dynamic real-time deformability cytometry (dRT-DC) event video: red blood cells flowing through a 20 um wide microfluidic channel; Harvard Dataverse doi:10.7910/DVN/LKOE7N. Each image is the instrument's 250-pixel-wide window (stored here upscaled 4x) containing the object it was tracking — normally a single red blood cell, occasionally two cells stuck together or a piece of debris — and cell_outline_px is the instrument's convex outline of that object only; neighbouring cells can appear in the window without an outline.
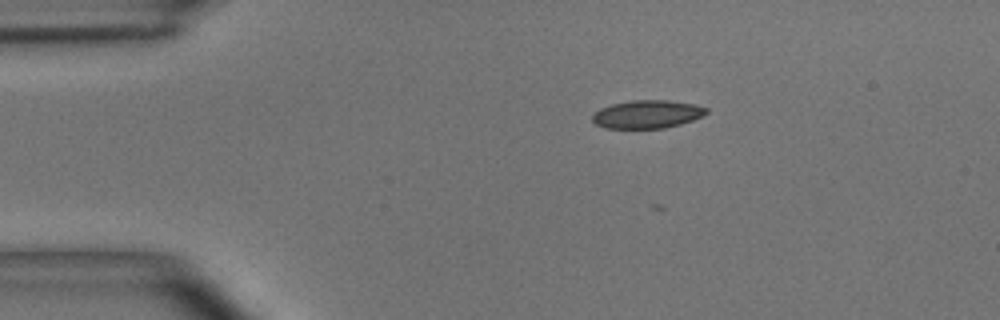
{"species": "common noctule bat (a hibernating species)", "species_latin": "Nyctalus noctula", "temperature_condition": "room temperature", "stored_images_in_passage": 42, "camera_frame_rate_fps": 3000, "um_per_image_px": 0.085, "animal": {"sex": "male", "body_mass_g": 15.6}, "frame": {"image": 1, "passage_image": 1, "time_ms": 0.0, "image_size_px": [1000, 320], "cell_outline_px": [[708, 112], [704, 116], [680, 124], [664, 128], [604, 128], [596, 124], [592, 120], [592, 116], [600, 108], [612, 104], [632, 100], [668, 100], [696, 104], [708, 108]], "centroid_in_image_um": [55.04, 9.7], "position_along_channel_um": 30.0, "area_um2": 18.73}}
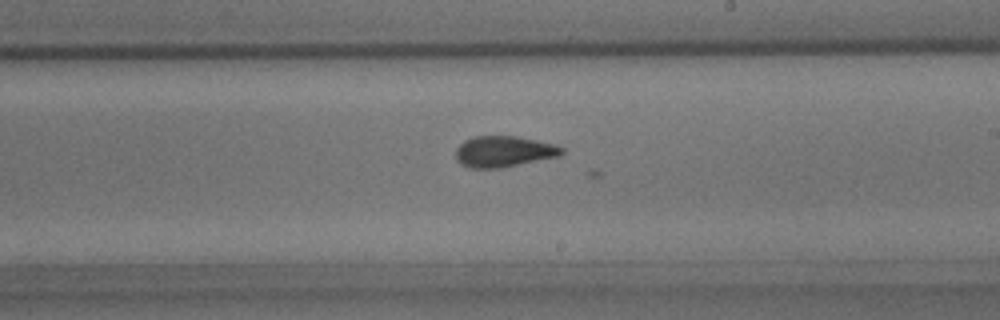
{"frame": {"image": 2, "passage_image": 21, "time_ms": 6.667, "image_size_px": [1000, 320], "cell_outline_px": [[564, 152], [560, 156], [500, 168], [468, 168], [460, 164], [456, 160], [456, 148], [464, 140], [472, 136], [516, 136], [536, 140], [552, 144], [564, 148]], "centroid_in_image_um": [42.79, 12.88], "position_along_channel_um": 246.2, "area_um2": 19.25}}
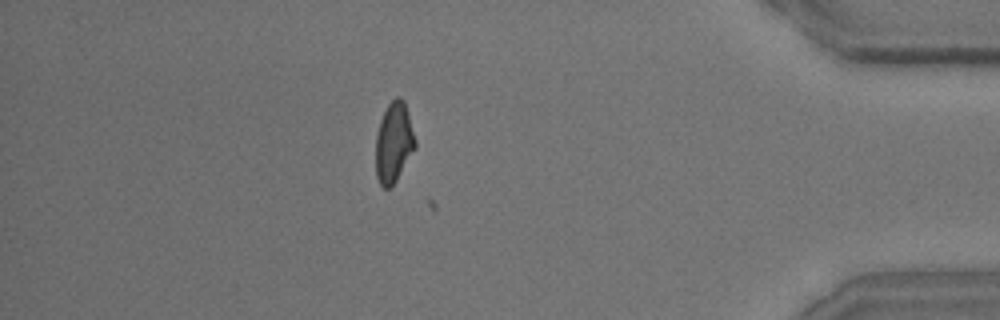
{"frame": {"image": 3, "passage_image": 36, "time_ms": 11.667, "image_size_px": [1000, 320], "cell_outline_px": [[416, 148], [396, 180], [388, 188], [384, 188], [380, 184], [376, 176], [376, 132], [380, 120], [388, 104], [396, 96], [400, 96], [404, 100], [416, 140]], "centroid_in_image_um": [33.47, 12.09], "position_along_channel_um": 401.7, "area_um2": 18.44}}